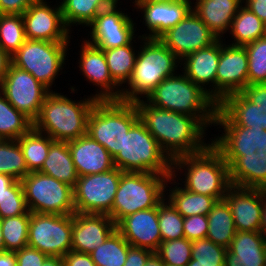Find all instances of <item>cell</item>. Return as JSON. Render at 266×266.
I'll list each match as a JSON object with an SVG mask.
<instances>
[{
	"mask_svg": "<svg viewBox=\"0 0 266 266\" xmlns=\"http://www.w3.org/2000/svg\"><path fill=\"white\" fill-rule=\"evenodd\" d=\"M134 103L139 120L171 161L200 152L211 143L205 142L208 129L196 117L154 107L144 99Z\"/></svg>",
	"mask_w": 266,
	"mask_h": 266,
	"instance_id": "obj_1",
	"label": "cell"
},
{
	"mask_svg": "<svg viewBox=\"0 0 266 266\" xmlns=\"http://www.w3.org/2000/svg\"><path fill=\"white\" fill-rule=\"evenodd\" d=\"M179 171L181 173L177 174ZM183 172L185 177L181 175ZM177 175L182 178L180 176L176 178ZM171 176L177 181L183 179L184 181L179 185L184 186V189L196 194L212 196L218 201L225 198L228 189L232 186L229 166L221 152L212 143L200 152L174 159Z\"/></svg>",
	"mask_w": 266,
	"mask_h": 266,
	"instance_id": "obj_2",
	"label": "cell"
},
{
	"mask_svg": "<svg viewBox=\"0 0 266 266\" xmlns=\"http://www.w3.org/2000/svg\"><path fill=\"white\" fill-rule=\"evenodd\" d=\"M93 95L77 101L51 91L33 121V128L56 141L68 142L86 135L88 118L97 101Z\"/></svg>",
	"mask_w": 266,
	"mask_h": 266,
	"instance_id": "obj_3",
	"label": "cell"
},
{
	"mask_svg": "<svg viewBox=\"0 0 266 266\" xmlns=\"http://www.w3.org/2000/svg\"><path fill=\"white\" fill-rule=\"evenodd\" d=\"M154 107L196 117L206 128L214 125L218 103L183 72L162 80L145 99Z\"/></svg>",
	"mask_w": 266,
	"mask_h": 266,
	"instance_id": "obj_4",
	"label": "cell"
},
{
	"mask_svg": "<svg viewBox=\"0 0 266 266\" xmlns=\"http://www.w3.org/2000/svg\"><path fill=\"white\" fill-rule=\"evenodd\" d=\"M140 39L139 50L135 66L128 81V85L121 89V100L136 102L147 97L157 85L165 78L177 73L180 60L160 40L143 38ZM176 72V73H175ZM128 88V89H127Z\"/></svg>",
	"mask_w": 266,
	"mask_h": 266,
	"instance_id": "obj_5",
	"label": "cell"
},
{
	"mask_svg": "<svg viewBox=\"0 0 266 266\" xmlns=\"http://www.w3.org/2000/svg\"><path fill=\"white\" fill-rule=\"evenodd\" d=\"M138 120L134 102L97 100L88 118L87 134L114 158L123 148L125 133Z\"/></svg>",
	"mask_w": 266,
	"mask_h": 266,
	"instance_id": "obj_6",
	"label": "cell"
},
{
	"mask_svg": "<svg viewBox=\"0 0 266 266\" xmlns=\"http://www.w3.org/2000/svg\"><path fill=\"white\" fill-rule=\"evenodd\" d=\"M113 162L122 172L171 176L172 171V161L140 120L125 133L123 148L113 158Z\"/></svg>",
	"mask_w": 266,
	"mask_h": 266,
	"instance_id": "obj_7",
	"label": "cell"
},
{
	"mask_svg": "<svg viewBox=\"0 0 266 266\" xmlns=\"http://www.w3.org/2000/svg\"><path fill=\"white\" fill-rule=\"evenodd\" d=\"M169 177L157 173L123 172L111 210L114 223L137 211L157 207L165 198Z\"/></svg>",
	"mask_w": 266,
	"mask_h": 266,
	"instance_id": "obj_8",
	"label": "cell"
},
{
	"mask_svg": "<svg viewBox=\"0 0 266 266\" xmlns=\"http://www.w3.org/2000/svg\"><path fill=\"white\" fill-rule=\"evenodd\" d=\"M71 42L26 40L11 56V64L29 72L50 91L55 79L64 68L68 46ZM60 72V73H59ZM54 82V83H53Z\"/></svg>",
	"mask_w": 266,
	"mask_h": 266,
	"instance_id": "obj_9",
	"label": "cell"
},
{
	"mask_svg": "<svg viewBox=\"0 0 266 266\" xmlns=\"http://www.w3.org/2000/svg\"><path fill=\"white\" fill-rule=\"evenodd\" d=\"M21 183L30 212L56 215L76 212L72 186L39 171L28 173Z\"/></svg>",
	"mask_w": 266,
	"mask_h": 266,
	"instance_id": "obj_10",
	"label": "cell"
},
{
	"mask_svg": "<svg viewBox=\"0 0 266 266\" xmlns=\"http://www.w3.org/2000/svg\"><path fill=\"white\" fill-rule=\"evenodd\" d=\"M214 126L262 127L266 130V83L247 85L219 104Z\"/></svg>",
	"mask_w": 266,
	"mask_h": 266,
	"instance_id": "obj_11",
	"label": "cell"
},
{
	"mask_svg": "<svg viewBox=\"0 0 266 266\" xmlns=\"http://www.w3.org/2000/svg\"><path fill=\"white\" fill-rule=\"evenodd\" d=\"M73 214H30L28 246L51 257H63L72 248Z\"/></svg>",
	"mask_w": 266,
	"mask_h": 266,
	"instance_id": "obj_12",
	"label": "cell"
},
{
	"mask_svg": "<svg viewBox=\"0 0 266 266\" xmlns=\"http://www.w3.org/2000/svg\"><path fill=\"white\" fill-rule=\"evenodd\" d=\"M122 173L115 167L105 173L78 177L73 188L76 213L105 214L111 218L112 205Z\"/></svg>",
	"mask_w": 266,
	"mask_h": 266,
	"instance_id": "obj_13",
	"label": "cell"
},
{
	"mask_svg": "<svg viewBox=\"0 0 266 266\" xmlns=\"http://www.w3.org/2000/svg\"><path fill=\"white\" fill-rule=\"evenodd\" d=\"M0 91L18 111L34 121L47 95L51 92L29 72L10 64L0 84Z\"/></svg>",
	"mask_w": 266,
	"mask_h": 266,
	"instance_id": "obj_14",
	"label": "cell"
},
{
	"mask_svg": "<svg viewBox=\"0 0 266 266\" xmlns=\"http://www.w3.org/2000/svg\"><path fill=\"white\" fill-rule=\"evenodd\" d=\"M118 1L120 2L116 0L111 6L103 9L87 26L90 28L88 35L91 38L86 40L89 44L107 50L136 41V23L127 13L120 11Z\"/></svg>",
	"mask_w": 266,
	"mask_h": 266,
	"instance_id": "obj_15",
	"label": "cell"
},
{
	"mask_svg": "<svg viewBox=\"0 0 266 266\" xmlns=\"http://www.w3.org/2000/svg\"><path fill=\"white\" fill-rule=\"evenodd\" d=\"M49 3L51 2L38 0L22 14L26 39L70 42L71 31L64 23L61 5L57 4L58 6L52 7Z\"/></svg>",
	"mask_w": 266,
	"mask_h": 266,
	"instance_id": "obj_16",
	"label": "cell"
},
{
	"mask_svg": "<svg viewBox=\"0 0 266 266\" xmlns=\"http://www.w3.org/2000/svg\"><path fill=\"white\" fill-rule=\"evenodd\" d=\"M248 85V57L244 46L226 44L220 39V57L216 72V102L241 92Z\"/></svg>",
	"mask_w": 266,
	"mask_h": 266,
	"instance_id": "obj_17",
	"label": "cell"
},
{
	"mask_svg": "<svg viewBox=\"0 0 266 266\" xmlns=\"http://www.w3.org/2000/svg\"><path fill=\"white\" fill-rule=\"evenodd\" d=\"M181 61L186 56L214 44L218 38L192 10L176 26L159 38Z\"/></svg>",
	"mask_w": 266,
	"mask_h": 266,
	"instance_id": "obj_18",
	"label": "cell"
},
{
	"mask_svg": "<svg viewBox=\"0 0 266 266\" xmlns=\"http://www.w3.org/2000/svg\"><path fill=\"white\" fill-rule=\"evenodd\" d=\"M79 46V71L86 81L99 88L93 97L97 100H121V88L111 77L104 51L89 44L86 38Z\"/></svg>",
	"mask_w": 266,
	"mask_h": 266,
	"instance_id": "obj_19",
	"label": "cell"
},
{
	"mask_svg": "<svg viewBox=\"0 0 266 266\" xmlns=\"http://www.w3.org/2000/svg\"><path fill=\"white\" fill-rule=\"evenodd\" d=\"M211 143L221 152L225 162L230 166L245 153H266V130L262 127L221 126ZM224 132V133H223Z\"/></svg>",
	"mask_w": 266,
	"mask_h": 266,
	"instance_id": "obj_20",
	"label": "cell"
},
{
	"mask_svg": "<svg viewBox=\"0 0 266 266\" xmlns=\"http://www.w3.org/2000/svg\"><path fill=\"white\" fill-rule=\"evenodd\" d=\"M134 9L141 11L143 24L149 33L143 38L159 39L169 29L176 26L192 11V1L176 2H133ZM140 9V10H139Z\"/></svg>",
	"mask_w": 266,
	"mask_h": 266,
	"instance_id": "obj_21",
	"label": "cell"
},
{
	"mask_svg": "<svg viewBox=\"0 0 266 266\" xmlns=\"http://www.w3.org/2000/svg\"><path fill=\"white\" fill-rule=\"evenodd\" d=\"M116 230L131 246L156 252L162 242L158 206L125 216L116 224Z\"/></svg>",
	"mask_w": 266,
	"mask_h": 266,
	"instance_id": "obj_22",
	"label": "cell"
},
{
	"mask_svg": "<svg viewBox=\"0 0 266 266\" xmlns=\"http://www.w3.org/2000/svg\"><path fill=\"white\" fill-rule=\"evenodd\" d=\"M224 200L230 207L236 231H260L263 208V189L231 186Z\"/></svg>",
	"mask_w": 266,
	"mask_h": 266,
	"instance_id": "obj_23",
	"label": "cell"
},
{
	"mask_svg": "<svg viewBox=\"0 0 266 266\" xmlns=\"http://www.w3.org/2000/svg\"><path fill=\"white\" fill-rule=\"evenodd\" d=\"M116 230V224L105 214L74 213L72 251L91 253Z\"/></svg>",
	"mask_w": 266,
	"mask_h": 266,
	"instance_id": "obj_24",
	"label": "cell"
},
{
	"mask_svg": "<svg viewBox=\"0 0 266 266\" xmlns=\"http://www.w3.org/2000/svg\"><path fill=\"white\" fill-rule=\"evenodd\" d=\"M220 57V39L181 60L183 73L216 101V72ZM210 85V86H207ZM207 86V87H206ZM210 87V88H209ZM208 88V89H207Z\"/></svg>",
	"mask_w": 266,
	"mask_h": 266,
	"instance_id": "obj_25",
	"label": "cell"
},
{
	"mask_svg": "<svg viewBox=\"0 0 266 266\" xmlns=\"http://www.w3.org/2000/svg\"><path fill=\"white\" fill-rule=\"evenodd\" d=\"M72 160L79 177L105 173L115 168L113 157L88 134L68 141Z\"/></svg>",
	"mask_w": 266,
	"mask_h": 266,
	"instance_id": "obj_26",
	"label": "cell"
},
{
	"mask_svg": "<svg viewBox=\"0 0 266 266\" xmlns=\"http://www.w3.org/2000/svg\"><path fill=\"white\" fill-rule=\"evenodd\" d=\"M266 239L260 233L237 231L227 248L225 266H264Z\"/></svg>",
	"mask_w": 266,
	"mask_h": 266,
	"instance_id": "obj_27",
	"label": "cell"
},
{
	"mask_svg": "<svg viewBox=\"0 0 266 266\" xmlns=\"http://www.w3.org/2000/svg\"><path fill=\"white\" fill-rule=\"evenodd\" d=\"M194 1L192 10L218 39H222L223 34L229 32L234 17L243 5V0Z\"/></svg>",
	"mask_w": 266,
	"mask_h": 266,
	"instance_id": "obj_28",
	"label": "cell"
},
{
	"mask_svg": "<svg viewBox=\"0 0 266 266\" xmlns=\"http://www.w3.org/2000/svg\"><path fill=\"white\" fill-rule=\"evenodd\" d=\"M231 185L266 190V153H245L229 166Z\"/></svg>",
	"mask_w": 266,
	"mask_h": 266,
	"instance_id": "obj_29",
	"label": "cell"
},
{
	"mask_svg": "<svg viewBox=\"0 0 266 266\" xmlns=\"http://www.w3.org/2000/svg\"><path fill=\"white\" fill-rule=\"evenodd\" d=\"M168 182L169 184L176 186L171 188V186H167ZM166 187H169L170 190ZM165 189L166 200L169 201L183 217H190L194 215L207 216L218 201L212 196L196 194L184 189L183 186H179V182H176L172 176L168 178L165 184Z\"/></svg>",
	"mask_w": 266,
	"mask_h": 266,
	"instance_id": "obj_30",
	"label": "cell"
},
{
	"mask_svg": "<svg viewBox=\"0 0 266 266\" xmlns=\"http://www.w3.org/2000/svg\"><path fill=\"white\" fill-rule=\"evenodd\" d=\"M39 172L47 174L73 188L75 187L79 176L72 160L68 142L54 140L51 143L47 158L44 160Z\"/></svg>",
	"mask_w": 266,
	"mask_h": 266,
	"instance_id": "obj_31",
	"label": "cell"
},
{
	"mask_svg": "<svg viewBox=\"0 0 266 266\" xmlns=\"http://www.w3.org/2000/svg\"><path fill=\"white\" fill-rule=\"evenodd\" d=\"M116 0H61L62 17L66 27L82 25L87 27L95 17ZM77 23V24H76Z\"/></svg>",
	"mask_w": 266,
	"mask_h": 266,
	"instance_id": "obj_32",
	"label": "cell"
},
{
	"mask_svg": "<svg viewBox=\"0 0 266 266\" xmlns=\"http://www.w3.org/2000/svg\"><path fill=\"white\" fill-rule=\"evenodd\" d=\"M207 219L208 233L206 238L215 244L228 248L237 232L228 203L224 199L217 201L208 213Z\"/></svg>",
	"mask_w": 266,
	"mask_h": 266,
	"instance_id": "obj_33",
	"label": "cell"
},
{
	"mask_svg": "<svg viewBox=\"0 0 266 266\" xmlns=\"http://www.w3.org/2000/svg\"><path fill=\"white\" fill-rule=\"evenodd\" d=\"M229 33L234 39L230 45L244 46L266 35L265 23L242 5L232 21Z\"/></svg>",
	"mask_w": 266,
	"mask_h": 266,
	"instance_id": "obj_34",
	"label": "cell"
},
{
	"mask_svg": "<svg viewBox=\"0 0 266 266\" xmlns=\"http://www.w3.org/2000/svg\"><path fill=\"white\" fill-rule=\"evenodd\" d=\"M134 49L132 41L122 47L103 50L111 77L121 89L125 86L123 84L127 85L135 66L138 52Z\"/></svg>",
	"mask_w": 266,
	"mask_h": 266,
	"instance_id": "obj_35",
	"label": "cell"
},
{
	"mask_svg": "<svg viewBox=\"0 0 266 266\" xmlns=\"http://www.w3.org/2000/svg\"><path fill=\"white\" fill-rule=\"evenodd\" d=\"M17 141L22 149L28 171H39L54 140L32 128L28 133L18 138Z\"/></svg>",
	"mask_w": 266,
	"mask_h": 266,
	"instance_id": "obj_36",
	"label": "cell"
},
{
	"mask_svg": "<svg viewBox=\"0 0 266 266\" xmlns=\"http://www.w3.org/2000/svg\"><path fill=\"white\" fill-rule=\"evenodd\" d=\"M33 128V121L13 107L0 91V137L17 140Z\"/></svg>",
	"mask_w": 266,
	"mask_h": 266,
	"instance_id": "obj_37",
	"label": "cell"
},
{
	"mask_svg": "<svg viewBox=\"0 0 266 266\" xmlns=\"http://www.w3.org/2000/svg\"><path fill=\"white\" fill-rule=\"evenodd\" d=\"M131 245L115 230L90 254L96 266H124Z\"/></svg>",
	"mask_w": 266,
	"mask_h": 266,
	"instance_id": "obj_38",
	"label": "cell"
},
{
	"mask_svg": "<svg viewBox=\"0 0 266 266\" xmlns=\"http://www.w3.org/2000/svg\"><path fill=\"white\" fill-rule=\"evenodd\" d=\"M22 15L0 14V47L11 57L26 41Z\"/></svg>",
	"mask_w": 266,
	"mask_h": 266,
	"instance_id": "obj_39",
	"label": "cell"
},
{
	"mask_svg": "<svg viewBox=\"0 0 266 266\" xmlns=\"http://www.w3.org/2000/svg\"><path fill=\"white\" fill-rule=\"evenodd\" d=\"M28 173L30 172L18 141L3 140L0 143V174L22 180Z\"/></svg>",
	"mask_w": 266,
	"mask_h": 266,
	"instance_id": "obj_40",
	"label": "cell"
},
{
	"mask_svg": "<svg viewBox=\"0 0 266 266\" xmlns=\"http://www.w3.org/2000/svg\"><path fill=\"white\" fill-rule=\"evenodd\" d=\"M30 214L1 219L5 251L16 252L28 245Z\"/></svg>",
	"mask_w": 266,
	"mask_h": 266,
	"instance_id": "obj_41",
	"label": "cell"
},
{
	"mask_svg": "<svg viewBox=\"0 0 266 266\" xmlns=\"http://www.w3.org/2000/svg\"><path fill=\"white\" fill-rule=\"evenodd\" d=\"M158 220L162 242L185 237L184 217L164 198L158 205Z\"/></svg>",
	"mask_w": 266,
	"mask_h": 266,
	"instance_id": "obj_42",
	"label": "cell"
},
{
	"mask_svg": "<svg viewBox=\"0 0 266 266\" xmlns=\"http://www.w3.org/2000/svg\"><path fill=\"white\" fill-rule=\"evenodd\" d=\"M244 47L248 57V85L266 83V35Z\"/></svg>",
	"mask_w": 266,
	"mask_h": 266,
	"instance_id": "obj_43",
	"label": "cell"
},
{
	"mask_svg": "<svg viewBox=\"0 0 266 266\" xmlns=\"http://www.w3.org/2000/svg\"><path fill=\"white\" fill-rule=\"evenodd\" d=\"M192 241L185 237L160 243L155 252L165 265L187 266L191 261Z\"/></svg>",
	"mask_w": 266,
	"mask_h": 266,
	"instance_id": "obj_44",
	"label": "cell"
},
{
	"mask_svg": "<svg viewBox=\"0 0 266 266\" xmlns=\"http://www.w3.org/2000/svg\"><path fill=\"white\" fill-rule=\"evenodd\" d=\"M31 214L28 210L21 180H15L0 200V218Z\"/></svg>",
	"mask_w": 266,
	"mask_h": 266,
	"instance_id": "obj_45",
	"label": "cell"
},
{
	"mask_svg": "<svg viewBox=\"0 0 266 266\" xmlns=\"http://www.w3.org/2000/svg\"><path fill=\"white\" fill-rule=\"evenodd\" d=\"M227 248L215 244L208 238L192 241L191 261L189 263L225 264Z\"/></svg>",
	"mask_w": 266,
	"mask_h": 266,
	"instance_id": "obj_46",
	"label": "cell"
},
{
	"mask_svg": "<svg viewBox=\"0 0 266 266\" xmlns=\"http://www.w3.org/2000/svg\"><path fill=\"white\" fill-rule=\"evenodd\" d=\"M183 231L186 239L194 241L206 238L208 233V219L204 215L184 217Z\"/></svg>",
	"mask_w": 266,
	"mask_h": 266,
	"instance_id": "obj_47",
	"label": "cell"
},
{
	"mask_svg": "<svg viewBox=\"0 0 266 266\" xmlns=\"http://www.w3.org/2000/svg\"><path fill=\"white\" fill-rule=\"evenodd\" d=\"M17 258L16 266H42L49 257L38 249L30 246L23 247L15 252Z\"/></svg>",
	"mask_w": 266,
	"mask_h": 266,
	"instance_id": "obj_48",
	"label": "cell"
},
{
	"mask_svg": "<svg viewBox=\"0 0 266 266\" xmlns=\"http://www.w3.org/2000/svg\"><path fill=\"white\" fill-rule=\"evenodd\" d=\"M38 0H0V14L22 15L26 9Z\"/></svg>",
	"mask_w": 266,
	"mask_h": 266,
	"instance_id": "obj_49",
	"label": "cell"
},
{
	"mask_svg": "<svg viewBox=\"0 0 266 266\" xmlns=\"http://www.w3.org/2000/svg\"><path fill=\"white\" fill-rule=\"evenodd\" d=\"M154 252L145 248L130 246L124 266H145Z\"/></svg>",
	"mask_w": 266,
	"mask_h": 266,
	"instance_id": "obj_50",
	"label": "cell"
},
{
	"mask_svg": "<svg viewBox=\"0 0 266 266\" xmlns=\"http://www.w3.org/2000/svg\"><path fill=\"white\" fill-rule=\"evenodd\" d=\"M65 266H96L90 254L69 251L62 257Z\"/></svg>",
	"mask_w": 266,
	"mask_h": 266,
	"instance_id": "obj_51",
	"label": "cell"
},
{
	"mask_svg": "<svg viewBox=\"0 0 266 266\" xmlns=\"http://www.w3.org/2000/svg\"><path fill=\"white\" fill-rule=\"evenodd\" d=\"M243 4L260 20L266 22V0H243Z\"/></svg>",
	"mask_w": 266,
	"mask_h": 266,
	"instance_id": "obj_52",
	"label": "cell"
},
{
	"mask_svg": "<svg viewBox=\"0 0 266 266\" xmlns=\"http://www.w3.org/2000/svg\"><path fill=\"white\" fill-rule=\"evenodd\" d=\"M10 64L11 57L0 47V84L3 81Z\"/></svg>",
	"mask_w": 266,
	"mask_h": 266,
	"instance_id": "obj_53",
	"label": "cell"
},
{
	"mask_svg": "<svg viewBox=\"0 0 266 266\" xmlns=\"http://www.w3.org/2000/svg\"><path fill=\"white\" fill-rule=\"evenodd\" d=\"M17 258L15 252H0V266H16Z\"/></svg>",
	"mask_w": 266,
	"mask_h": 266,
	"instance_id": "obj_54",
	"label": "cell"
},
{
	"mask_svg": "<svg viewBox=\"0 0 266 266\" xmlns=\"http://www.w3.org/2000/svg\"><path fill=\"white\" fill-rule=\"evenodd\" d=\"M15 181L14 178H12L9 175L6 174H0V200L4 196V194L7 192V188Z\"/></svg>",
	"mask_w": 266,
	"mask_h": 266,
	"instance_id": "obj_55",
	"label": "cell"
},
{
	"mask_svg": "<svg viewBox=\"0 0 266 266\" xmlns=\"http://www.w3.org/2000/svg\"><path fill=\"white\" fill-rule=\"evenodd\" d=\"M260 233L266 239V190L264 189H263V208H262V215H261Z\"/></svg>",
	"mask_w": 266,
	"mask_h": 266,
	"instance_id": "obj_56",
	"label": "cell"
},
{
	"mask_svg": "<svg viewBox=\"0 0 266 266\" xmlns=\"http://www.w3.org/2000/svg\"><path fill=\"white\" fill-rule=\"evenodd\" d=\"M42 266H65L62 257H51L49 256L43 263Z\"/></svg>",
	"mask_w": 266,
	"mask_h": 266,
	"instance_id": "obj_57",
	"label": "cell"
},
{
	"mask_svg": "<svg viewBox=\"0 0 266 266\" xmlns=\"http://www.w3.org/2000/svg\"><path fill=\"white\" fill-rule=\"evenodd\" d=\"M145 266H165L161 258L154 252L147 260Z\"/></svg>",
	"mask_w": 266,
	"mask_h": 266,
	"instance_id": "obj_58",
	"label": "cell"
},
{
	"mask_svg": "<svg viewBox=\"0 0 266 266\" xmlns=\"http://www.w3.org/2000/svg\"><path fill=\"white\" fill-rule=\"evenodd\" d=\"M5 251V244H4V239L2 235V223H1V218H0V252Z\"/></svg>",
	"mask_w": 266,
	"mask_h": 266,
	"instance_id": "obj_59",
	"label": "cell"
},
{
	"mask_svg": "<svg viewBox=\"0 0 266 266\" xmlns=\"http://www.w3.org/2000/svg\"><path fill=\"white\" fill-rule=\"evenodd\" d=\"M187 266H225V264L188 263Z\"/></svg>",
	"mask_w": 266,
	"mask_h": 266,
	"instance_id": "obj_60",
	"label": "cell"
},
{
	"mask_svg": "<svg viewBox=\"0 0 266 266\" xmlns=\"http://www.w3.org/2000/svg\"><path fill=\"white\" fill-rule=\"evenodd\" d=\"M134 2H176L183 0H133Z\"/></svg>",
	"mask_w": 266,
	"mask_h": 266,
	"instance_id": "obj_61",
	"label": "cell"
}]
</instances>
